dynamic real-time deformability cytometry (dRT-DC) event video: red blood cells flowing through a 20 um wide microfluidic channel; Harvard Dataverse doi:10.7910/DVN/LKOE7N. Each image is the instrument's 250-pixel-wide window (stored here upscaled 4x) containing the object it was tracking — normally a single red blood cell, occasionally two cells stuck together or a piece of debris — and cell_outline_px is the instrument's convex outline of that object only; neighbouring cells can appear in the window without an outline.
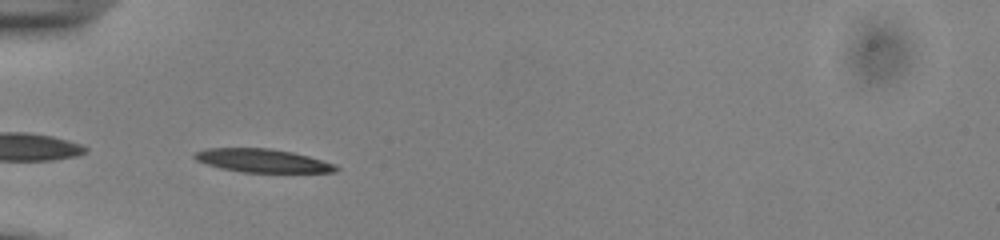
{"species": "common noctule bat (a hibernating species)", "species_latin": "Nyctalus noctula", "temperature_condition": "cold", "stored_images_in_passage": 32, "camera_frame_rate_fps": 3000, "um_per_image_px": 0.085, "animal": {"sex": "male", "body_mass_g": 13.0, "forearm_length_mm": 53.1}, "frame": {"image": 1, "passage_image": 1, "time_ms": 0.0, "image_size_px": [1000, 240], "cell_outline_px": [[340, 168], [336, 172], [240, 172], [220, 168], [196, 160], [192, 156], [192, 152], [204, 148], [272, 148], [292, 152], [308, 156], [336, 164]], "centroid_in_image_um": [22.28, 13.65], "position_along_channel_um": 62.7, "area_um2": 19.42}}
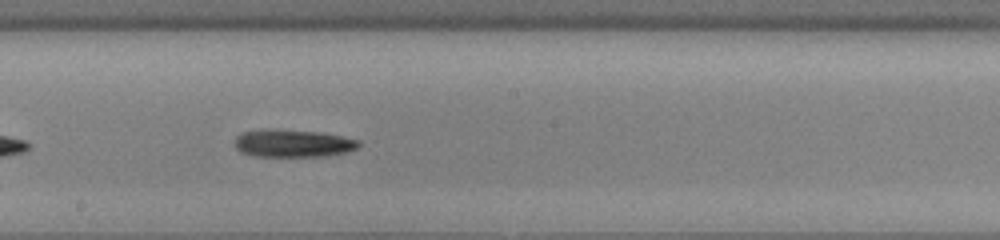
{"frame": {"image": 2, "passage_image": 14, "time_ms": 4.333, "image_size_px": [1000, 240], "cell_outline_px": [[360, 144], [356, 148], [348, 152], [316, 156], [252, 156], [240, 152], [236, 148], [236, 136], [240, 132], [316, 132], [340, 136], [360, 140]], "centroid_in_image_um": [24.93, 12.23], "position_along_channel_um": 223.3, "area_um2": 18.79}}
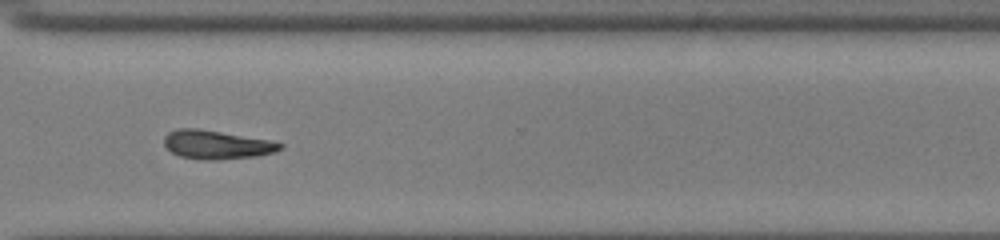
{"frame": {"image": 3, "passage_image": 24, "time_ms": 7.667, "image_size_px": [1000, 240], "cell_outline_px": [[284, 148], [276, 152], [256, 156], [216, 160], [200, 160], [180, 156], [172, 152], [164, 144], [164, 136], [168, 132], [176, 128], [200, 128], [272, 140], [284, 144]], "centroid_in_image_um": [18.44, 12.29], "position_along_channel_um": 352.2, "area_um2": 19.77}, "authors_computed_cell_mechanics": {"area_um2": 19.3052, "velocity_mm_per_s": 3.8637, "shape_relaxation_time_tau1_ms": 9.1296, "shape_relaxation_time_tau2_ms": null, "deformation_change_tau1": 0.1866, "deformation_change_tau2": null}}